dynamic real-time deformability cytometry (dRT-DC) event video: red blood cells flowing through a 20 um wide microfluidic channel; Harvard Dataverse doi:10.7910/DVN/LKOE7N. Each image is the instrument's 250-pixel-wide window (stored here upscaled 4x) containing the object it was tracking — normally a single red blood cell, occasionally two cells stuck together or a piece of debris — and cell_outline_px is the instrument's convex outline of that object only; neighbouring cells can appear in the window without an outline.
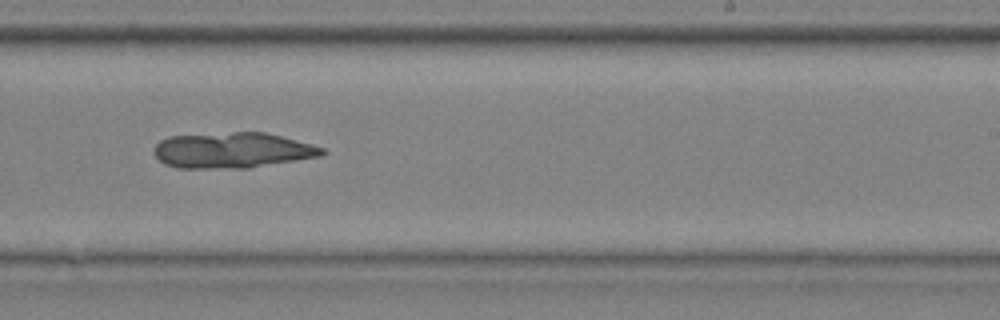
{"species": "common noctule bat (a hibernating species)", "species_latin": "Nyctalus noctula", "temperature_condition": "cold", "stored_images_in_passage": 49, "camera_frame_rate_fps": 3000, "um_per_image_px": 0.085, "animal": {"sex": "male", "body_mass_g": 20.4}, "frame": {"image": 1, "passage_image": 32, "time_ms": 10.333, "image_size_px": [1000, 320], "cell_outline_px": [[328, 152], [320, 156], [248, 168], [176, 168], [164, 164], [156, 156], [156, 144], [160, 140], [168, 136], [232, 132], [264, 132], [280, 136], [324, 148]], "centroid_in_image_um": [19.74, 12.78], "position_along_channel_um": 269.3, "area_um2": 34.68}}
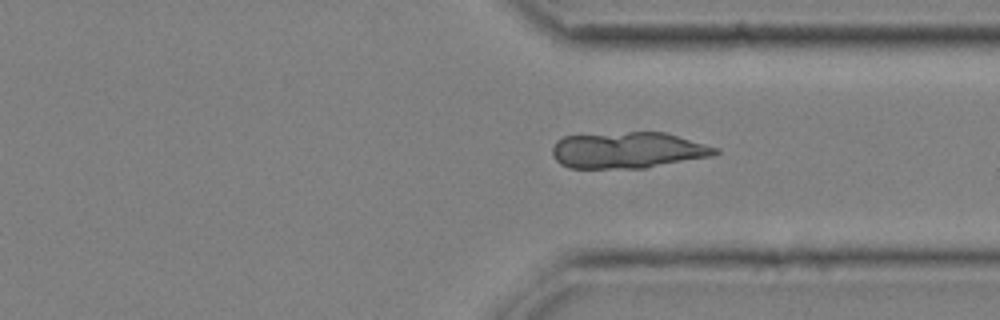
{"frame": {"image": 2, "passage_image": 39, "time_ms": 12.667, "image_size_px": [1000, 320], "cell_outline_px": [[720, 152], [712, 156], [644, 168], [568, 168], [560, 164], [552, 156], [552, 148], [556, 140], [564, 136], [628, 132], [664, 132], [720, 148]], "centroid_in_image_um": [53.36, 12.77], "position_along_channel_um": 358.0, "area_um2": 34.51}}
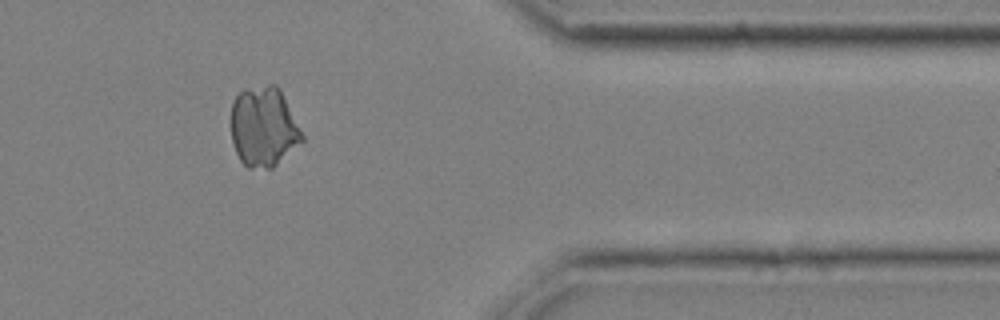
{"frame": {"image": 3, "passage_image": 43, "time_ms": 14.0, "image_size_px": [1000, 320], "cell_outline_px": [[304, 140], [272, 168], [248, 168], [240, 160], [236, 152], [232, 140], [232, 104], [236, 96], [244, 88], [268, 84], [276, 84], [280, 88], [304, 136]], "centroid_in_image_um": [22.41, 10.77], "position_along_channel_um": 389.0, "area_um2": 33.06}}